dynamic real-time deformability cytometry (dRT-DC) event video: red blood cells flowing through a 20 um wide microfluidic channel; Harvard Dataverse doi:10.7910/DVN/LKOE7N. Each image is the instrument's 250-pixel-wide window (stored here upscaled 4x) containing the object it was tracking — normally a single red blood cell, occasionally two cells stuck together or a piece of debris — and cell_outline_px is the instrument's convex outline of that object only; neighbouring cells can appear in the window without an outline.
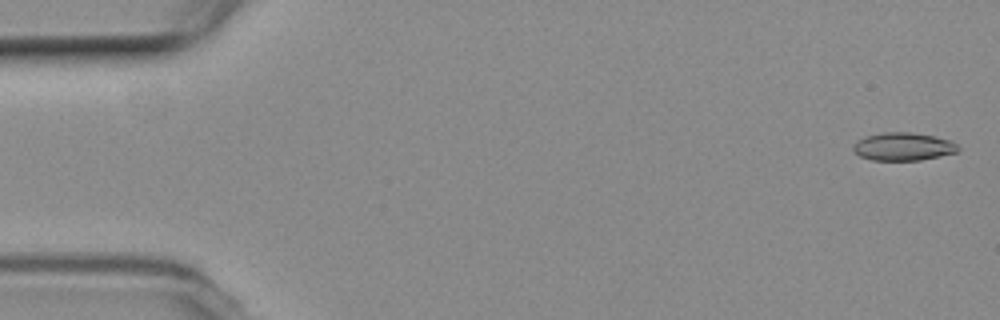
{"species": "common noctule bat (a hibernating species)", "species_latin": "Nyctalus noctula", "temperature_condition": "room temperature", "stored_images_in_passage": 12, "camera_frame_rate_fps": 3000, "um_per_image_px": 0.085, "animal": {"sex": "female", "body_mass_g": 19.3, "forearm_length_mm": 54.1}, "frame": {"image": 1, "passage_image": 2, "time_ms": 0.333, "image_size_px": [1000, 320], "cell_outline_px": [[960, 148], [956, 152], [940, 156], [920, 160], [872, 160], [860, 156], [852, 148], [852, 144], [856, 140], [864, 136], [884, 132], [912, 132], [952, 140]], "centroid_in_image_um": [76.75, 12.45], "position_along_channel_um": 8.3, "area_um2": 17.17}}